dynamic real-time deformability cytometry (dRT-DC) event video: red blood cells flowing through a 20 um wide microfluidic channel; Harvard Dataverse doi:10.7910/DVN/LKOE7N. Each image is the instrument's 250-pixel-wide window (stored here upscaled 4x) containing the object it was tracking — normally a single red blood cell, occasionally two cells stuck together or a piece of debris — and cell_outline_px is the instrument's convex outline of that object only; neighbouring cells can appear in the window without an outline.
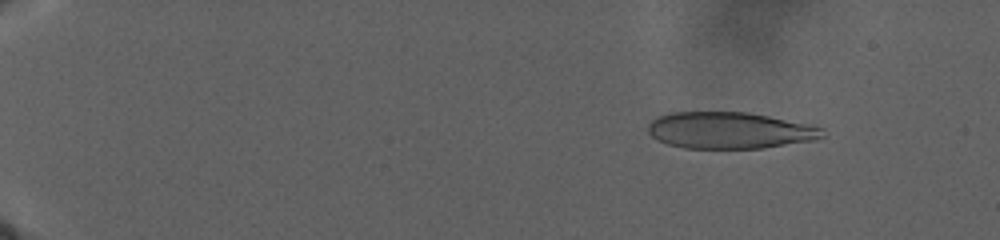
{"species": "human", "species_latin": "Homo sapiens", "temperature_condition": "warm", "stored_images_in_passage": 117, "camera_frame_rate_fps": 3000, "um_per_image_px": 0.085, "donor": {"sex": "male"}, "frame": {"image": 1, "passage_image": 14, "time_ms": 5.0, "image_size_px": [1000, 240], "cell_outline_px": [[824, 136], [816, 140], [764, 148], [684, 148], [668, 144], [656, 140], [648, 132], [648, 124], [652, 120], [668, 112], [748, 112], [812, 124], [824, 128]], "centroid_in_image_um": [62.06, 11.08], "position_along_channel_um": 22.9, "area_um2": 37.51}}
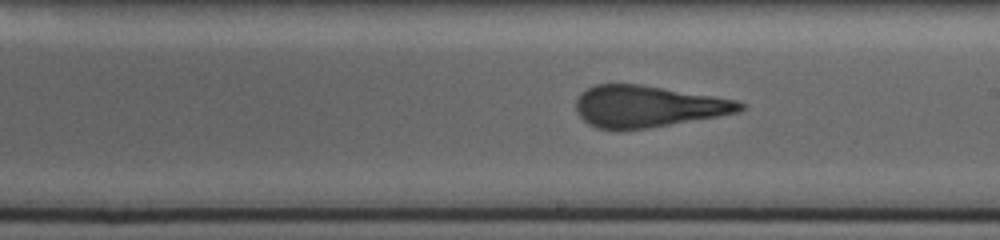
{"frame": {"image": 2, "passage_image": 72, "time_ms": 23.667, "image_size_px": [1000, 240], "cell_outline_px": [[748, 104], [740, 112], [720, 116], [648, 128], [596, 128], [588, 124], [576, 112], [576, 100], [580, 92], [596, 84], [640, 84], [736, 100]], "centroid_in_image_um": [55.08, 9.03], "position_along_channel_um": 233.9, "area_um2": 39.48}}
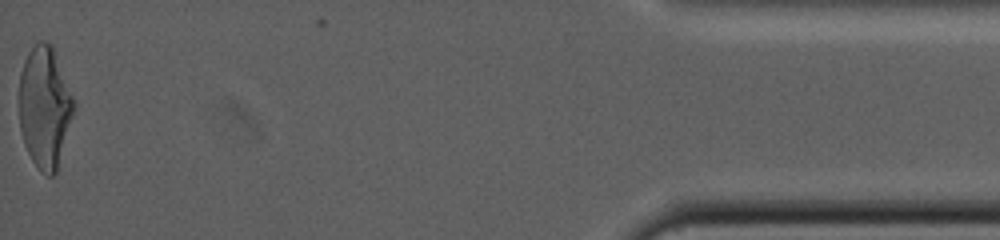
{"frame": {"image": 3, "passage_image": 117, "time_ms": 37.333, "image_size_px": [1000, 240], "cell_outline_px": [[76, 108], [56, 172], [52, 176], [48, 176], [40, 172], [32, 160], [24, 144], [20, 132], [20, 72], [24, 60], [32, 44], [40, 40], [44, 40], [52, 44], [72, 96]], "centroid_in_image_um": [3.8, 9.1], "position_along_channel_um": 431.4, "area_um2": 38.78}}